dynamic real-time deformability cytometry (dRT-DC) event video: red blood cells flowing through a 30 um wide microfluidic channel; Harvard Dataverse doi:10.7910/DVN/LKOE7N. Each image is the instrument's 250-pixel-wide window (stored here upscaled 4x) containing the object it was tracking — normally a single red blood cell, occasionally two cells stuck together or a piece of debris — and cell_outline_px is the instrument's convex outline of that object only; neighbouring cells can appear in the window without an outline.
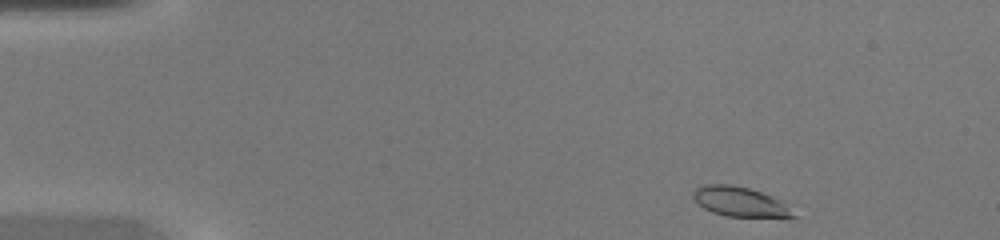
{"species": "common noctule bat (a hibernating species)", "species_latin": "Nyctalus noctula", "temperature_condition": "warm", "stored_images_in_passage": 41, "camera_frame_rate_fps": 3000, "um_per_image_px": 0.085, "animal": {"sex": "female", "body_mass_g": 20.0, "forearm_length_mm": 54.0}, "frame": {"image": 1, "passage_image": 1, "time_ms": 0.0, "image_size_px": [1000, 240], "cell_outline_px": [[800, 216], [724, 216], [712, 212], [704, 208], [692, 196], [692, 192], [696, 188], [704, 184], [732, 184], [748, 188], [784, 200]], "centroid_in_image_um": [62.93, 17.13], "position_along_channel_um": 22.1, "area_um2": 17.34}}
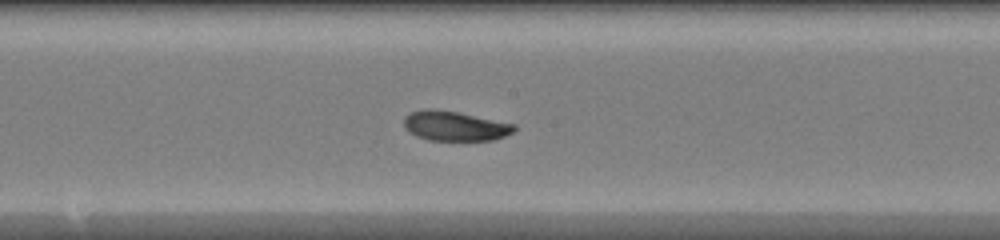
{"frame": {"image": 2, "passage_image": 20, "time_ms": 6.333, "image_size_px": [1000, 240], "cell_outline_px": [[516, 128], [512, 132], [504, 136], [492, 140], [428, 140], [416, 136], [408, 132], [404, 128], [404, 116], [412, 112], [424, 108], [436, 108], [516, 124]], "centroid_in_image_um": [38.61, 10.7], "position_along_channel_um": 209.6, "area_um2": 19.13}}
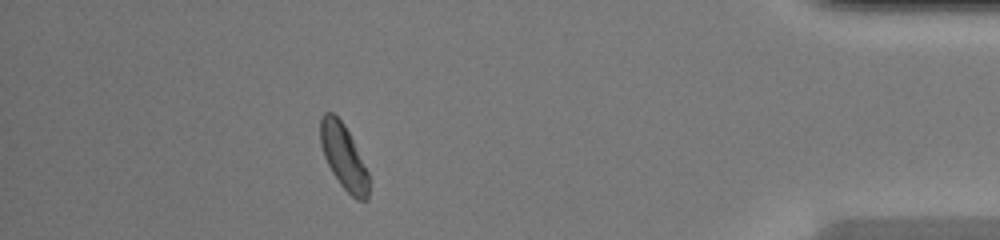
{"frame": {"image": 3, "passage_image": 36, "time_ms": 11.667, "image_size_px": [1000, 240], "cell_outline_px": [[368, 200], [356, 200], [340, 184], [332, 172], [324, 156], [320, 144], [320, 116], [324, 112], [332, 112], [344, 124], [368, 172]], "centroid_in_image_um": [29.18, 13.31], "position_along_channel_um": 406.0, "area_um2": 17.98}}